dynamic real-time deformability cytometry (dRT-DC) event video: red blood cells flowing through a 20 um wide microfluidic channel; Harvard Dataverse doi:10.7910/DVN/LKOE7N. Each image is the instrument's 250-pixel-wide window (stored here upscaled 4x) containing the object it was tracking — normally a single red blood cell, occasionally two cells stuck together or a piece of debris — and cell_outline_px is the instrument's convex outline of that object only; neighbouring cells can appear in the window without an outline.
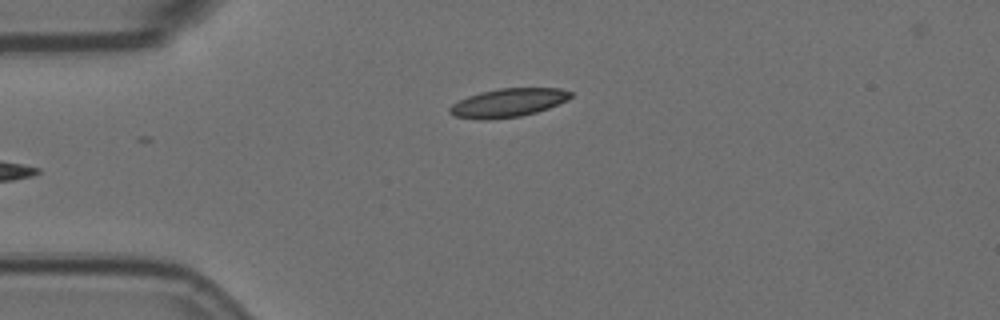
{"species": "Egyptian fruit bat (a non-hibernating species)", "species_latin": "Rousettus aegyptiacus", "temperature_condition": "room temperature", "stored_images_in_passage": 3, "camera_frame_rate_fps": 3000, "um_per_image_px": 0.085, "animal": {"sex": "female"}, "frame": {"image": 1, "passage_image": 3, "time_ms": 0.667, "image_size_px": [1000, 320], "cell_outline_px": [[572, 96], [568, 100], [548, 108], [536, 112], [520, 116], [484, 120], [480, 120], [456, 116], [448, 112], [448, 108], [452, 104], [468, 96], [480, 92], [500, 88], [560, 88], [572, 92]], "centroid_in_image_um": [43.19, 8.73], "position_along_channel_um": 41.8, "area_um2": 20.06}}